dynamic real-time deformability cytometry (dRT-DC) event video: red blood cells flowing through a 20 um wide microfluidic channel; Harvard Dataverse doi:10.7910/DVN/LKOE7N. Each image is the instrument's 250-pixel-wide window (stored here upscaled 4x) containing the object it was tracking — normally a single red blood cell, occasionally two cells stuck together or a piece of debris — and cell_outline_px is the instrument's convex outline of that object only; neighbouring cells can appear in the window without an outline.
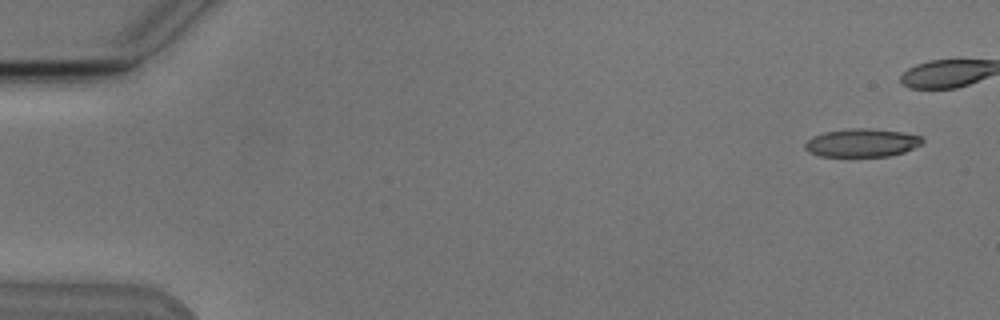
{"species": "Egyptian fruit bat (a non-hibernating species)", "species_latin": "Rousettus aegyptiacus", "temperature_condition": "cold", "stored_images_in_passage": 6, "camera_frame_rate_fps": 3000, "um_per_image_px": 0.085, "animal": {"sex": "male"}, "frame": {"image": 1, "passage_image": 1, "time_ms": 0.0, "image_size_px": [1000, 320], "cell_outline_px": [[924, 140], [920, 144], [904, 152], [888, 156], [820, 156], [808, 152], [804, 148], [804, 144], [812, 136], [824, 132], [852, 128], [864, 128], [904, 132], [920, 136]], "centroid_in_image_um": [73.23, 12.14], "position_along_channel_um": 11.8, "area_um2": 19.19}}